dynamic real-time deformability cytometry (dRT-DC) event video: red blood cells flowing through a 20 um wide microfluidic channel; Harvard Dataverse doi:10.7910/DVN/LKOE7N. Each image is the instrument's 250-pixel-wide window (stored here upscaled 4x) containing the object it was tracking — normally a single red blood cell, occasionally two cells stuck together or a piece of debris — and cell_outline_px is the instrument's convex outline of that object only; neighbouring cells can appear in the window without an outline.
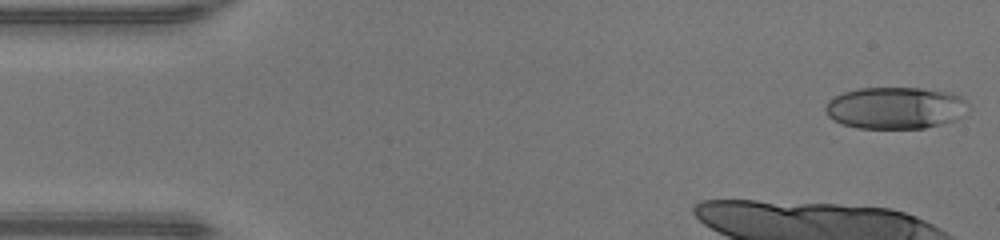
{"species": "human", "species_latin": "Homo sapiens", "temperature_condition": "warm", "stored_images_in_passage": 11, "camera_frame_rate_fps": 3000, "um_per_image_px": 0.085, "donor": {"sex": "male"}, "frame": {"image": 1, "passage_image": 1, "time_ms": 0.0, "image_size_px": [1000, 240], "cell_outline_px": [[972, 108], [964, 116], [956, 120], [924, 128], [860, 128], [844, 124], [828, 116], [824, 108], [828, 100], [844, 92], [860, 88], [920, 88], [952, 92], [964, 96]], "centroid_in_image_um": [76.22, 9.16], "position_along_channel_um": 8.8, "area_um2": 35.32}}